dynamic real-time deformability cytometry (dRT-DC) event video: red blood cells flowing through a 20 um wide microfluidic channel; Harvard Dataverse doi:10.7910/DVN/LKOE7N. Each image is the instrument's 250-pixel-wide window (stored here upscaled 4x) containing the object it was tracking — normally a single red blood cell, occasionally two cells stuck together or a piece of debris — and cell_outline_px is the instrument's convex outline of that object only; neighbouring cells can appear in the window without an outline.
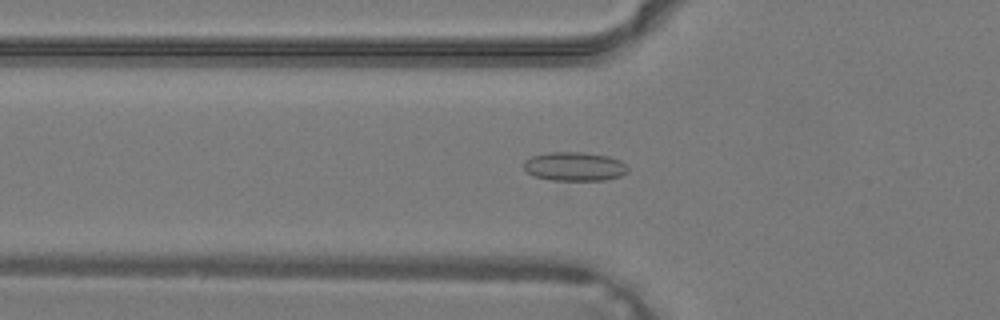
{"species": "common noctule bat (a hibernating species)", "species_latin": "Nyctalus noctula", "temperature_condition": "warm", "stored_images_in_passage": 28, "camera_frame_rate_fps": 3000, "um_per_image_px": 0.085, "animal": {"sex": "male", "body_mass_g": 19.2, "forearm_length_mm": 51.8}, "frame": {"image": 1, "passage_image": 3, "time_ms": 0.667, "image_size_px": [1000, 320], "cell_outline_px": [[628, 172], [620, 176], [604, 180], [552, 180], [536, 176], [528, 172], [524, 168], [524, 160], [532, 156], [548, 152], [580, 152], [608, 156], [620, 160], [628, 168]], "centroid_in_image_um": [48.84, 14.14], "position_along_channel_um": 77.0, "area_um2": 17.4}}
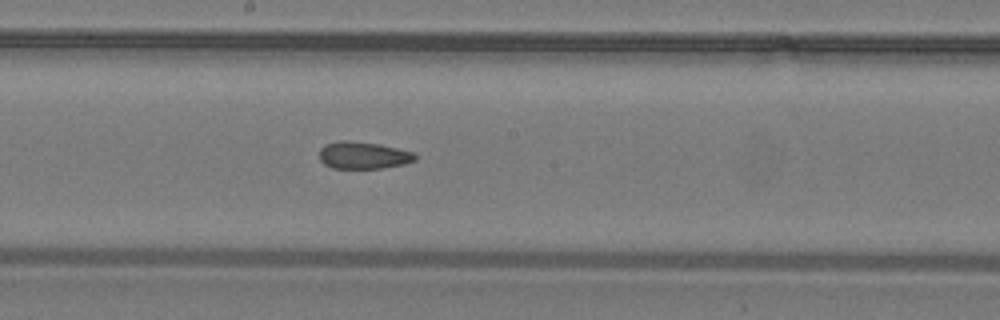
{"frame": {"image": 2, "passage_image": 11, "time_ms": 3.333, "image_size_px": [1000, 320], "cell_outline_px": [[416, 160], [404, 164], [380, 168], [332, 168], [324, 164], [320, 160], [320, 148], [324, 144], [340, 140], [348, 140], [376, 144], [396, 148], [412, 152], [416, 156]], "centroid_in_image_um": [30.83, 13.2], "position_along_channel_um": 217.4, "area_um2": 15.03}}
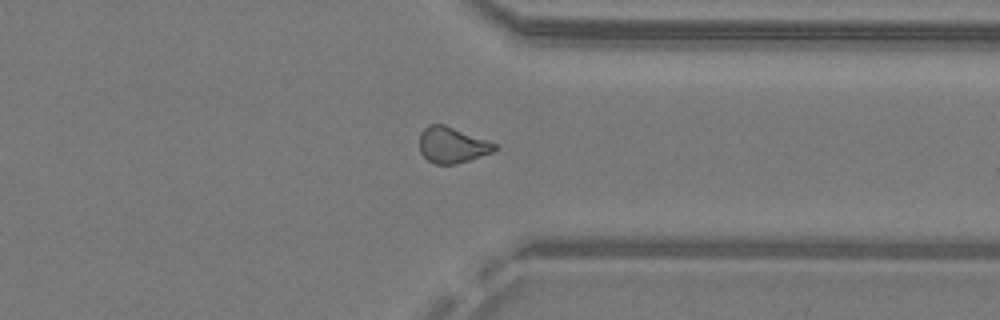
{"frame": {"image": 3, "passage_image": 20, "time_ms": 6.333, "image_size_px": [1000, 320], "cell_outline_px": [[496, 148], [492, 152], [456, 164], [436, 164], [428, 160], [420, 152], [420, 132], [428, 124], [444, 124], [488, 140], [496, 144]], "centroid_in_image_um": [38.41, 12.31], "position_along_channel_um": 373.0, "area_um2": 15.61}}